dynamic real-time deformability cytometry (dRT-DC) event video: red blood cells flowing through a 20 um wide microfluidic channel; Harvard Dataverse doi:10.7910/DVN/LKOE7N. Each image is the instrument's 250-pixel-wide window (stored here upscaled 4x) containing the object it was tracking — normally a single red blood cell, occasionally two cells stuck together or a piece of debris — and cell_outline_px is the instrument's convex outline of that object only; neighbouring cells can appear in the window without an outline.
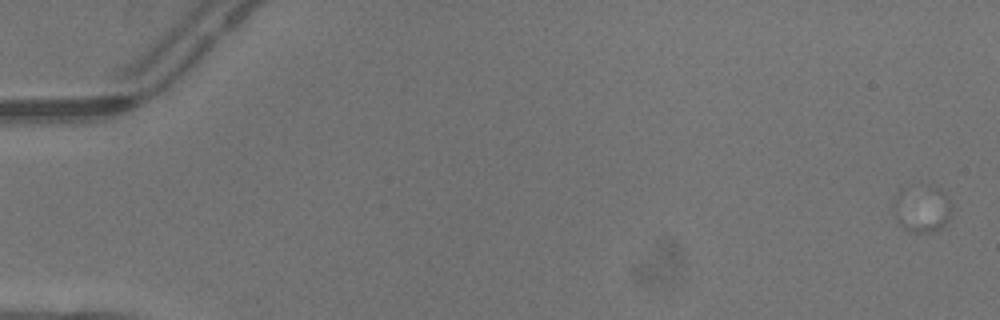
{"species": "common noctule bat (a hibernating species)", "species_latin": "Nyctalus noctula", "temperature_condition": "warm", "stored_images_in_passage": 1, "camera_frame_rate_fps": 3000, "um_per_image_px": 0.085, "animal": {"sex": "male", "body_mass_g": 13.3}, "frame": {"image": 1, "passage_image": 1, "time_ms": 0.0, "image_size_px": [1000, 320], "cell_outline_px": [[948, 220], [940, 228], [932, 232], [916, 232], [904, 228], [896, 220], [896, 200], [928, 188], [940, 188], [948, 200]], "centroid_in_image_um": [78.46, 17.91], "position_along_channel_um": 6.5, "area_um2": 13.58}}